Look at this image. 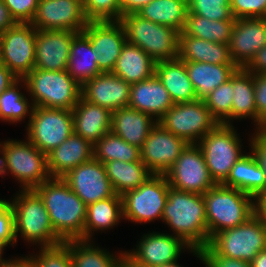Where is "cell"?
I'll list each match as a JSON object with an SVG mask.
<instances>
[{
  "mask_svg": "<svg viewBox=\"0 0 266 267\" xmlns=\"http://www.w3.org/2000/svg\"><path fill=\"white\" fill-rule=\"evenodd\" d=\"M165 175L170 187L201 195L216 185L197 144H188Z\"/></svg>",
  "mask_w": 266,
  "mask_h": 267,
  "instance_id": "obj_14",
  "label": "cell"
},
{
  "mask_svg": "<svg viewBox=\"0 0 266 267\" xmlns=\"http://www.w3.org/2000/svg\"><path fill=\"white\" fill-rule=\"evenodd\" d=\"M16 243L14 214L9 201L0 199V245L4 248Z\"/></svg>",
  "mask_w": 266,
  "mask_h": 267,
  "instance_id": "obj_47",
  "label": "cell"
},
{
  "mask_svg": "<svg viewBox=\"0 0 266 267\" xmlns=\"http://www.w3.org/2000/svg\"><path fill=\"white\" fill-rule=\"evenodd\" d=\"M228 45L232 61L245 68L266 46V18L236 19Z\"/></svg>",
  "mask_w": 266,
  "mask_h": 267,
  "instance_id": "obj_20",
  "label": "cell"
},
{
  "mask_svg": "<svg viewBox=\"0 0 266 267\" xmlns=\"http://www.w3.org/2000/svg\"><path fill=\"white\" fill-rule=\"evenodd\" d=\"M230 8L235 19L266 18V0H230Z\"/></svg>",
  "mask_w": 266,
  "mask_h": 267,
  "instance_id": "obj_46",
  "label": "cell"
},
{
  "mask_svg": "<svg viewBox=\"0 0 266 267\" xmlns=\"http://www.w3.org/2000/svg\"><path fill=\"white\" fill-rule=\"evenodd\" d=\"M189 13L188 0H152L137 14L151 22L183 31Z\"/></svg>",
  "mask_w": 266,
  "mask_h": 267,
  "instance_id": "obj_36",
  "label": "cell"
},
{
  "mask_svg": "<svg viewBox=\"0 0 266 267\" xmlns=\"http://www.w3.org/2000/svg\"><path fill=\"white\" fill-rule=\"evenodd\" d=\"M155 66L156 62L140 47L126 41L112 73L131 85L153 76Z\"/></svg>",
  "mask_w": 266,
  "mask_h": 267,
  "instance_id": "obj_30",
  "label": "cell"
},
{
  "mask_svg": "<svg viewBox=\"0 0 266 267\" xmlns=\"http://www.w3.org/2000/svg\"><path fill=\"white\" fill-rule=\"evenodd\" d=\"M65 243L70 247L72 267H119L125 256V252L114 256L94 246L91 240H68Z\"/></svg>",
  "mask_w": 266,
  "mask_h": 267,
  "instance_id": "obj_37",
  "label": "cell"
},
{
  "mask_svg": "<svg viewBox=\"0 0 266 267\" xmlns=\"http://www.w3.org/2000/svg\"><path fill=\"white\" fill-rule=\"evenodd\" d=\"M94 145L72 133L47 154V170L51 178H62L72 169L94 157Z\"/></svg>",
  "mask_w": 266,
  "mask_h": 267,
  "instance_id": "obj_23",
  "label": "cell"
},
{
  "mask_svg": "<svg viewBox=\"0 0 266 267\" xmlns=\"http://www.w3.org/2000/svg\"><path fill=\"white\" fill-rule=\"evenodd\" d=\"M232 77L224 84L215 88L203 100L212 116L219 124L232 125L231 109L233 100Z\"/></svg>",
  "mask_w": 266,
  "mask_h": 267,
  "instance_id": "obj_41",
  "label": "cell"
},
{
  "mask_svg": "<svg viewBox=\"0 0 266 267\" xmlns=\"http://www.w3.org/2000/svg\"><path fill=\"white\" fill-rule=\"evenodd\" d=\"M187 145L184 139L156 123L140 148L141 160L153 174H165Z\"/></svg>",
  "mask_w": 266,
  "mask_h": 267,
  "instance_id": "obj_18",
  "label": "cell"
},
{
  "mask_svg": "<svg viewBox=\"0 0 266 267\" xmlns=\"http://www.w3.org/2000/svg\"><path fill=\"white\" fill-rule=\"evenodd\" d=\"M155 74L168 90L174 104L197 100V96L189 79L185 62L179 60L158 61Z\"/></svg>",
  "mask_w": 266,
  "mask_h": 267,
  "instance_id": "obj_28",
  "label": "cell"
},
{
  "mask_svg": "<svg viewBox=\"0 0 266 267\" xmlns=\"http://www.w3.org/2000/svg\"><path fill=\"white\" fill-rule=\"evenodd\" d=\"M106 174L117 195L140 187L153 173L142 160L123 162L119 160L104 163Z\"/></svg>",
  "mask_w": 266,
  "mask_h": 267,
  "instance_id": "obj_35",
  "label": "cell"
},
{
  "mask_svg": "<svg viewBox=\"0 0 266 267\" xmlns=\"http://www.w3.org/2000/svg\"><path fill=\"white\" fill-rule=\"evenodd\" d=\"M222 185L236 188L252 197L264 192V172L252 152L240 157L231 168L227 180Z\"/></svg>",
  "mask_w": 266,
  "mask_h": 267,
  "instance_id": "obj_33",
  "label": "cell"
},
{
  "mask_svg": "<svg viewBox=\"0 0 266 267\" xmlns=\"http://www.w3.org/2000/svg\"><path fill=\"white\" fill-rule=\"evenodd\" d=\"M233 100L231 120L251 118L257 130H263V120L257 115L253 74L239 68L232 76ZM258 126V127H257Z\"/></svg>",
  "mask_w": 266,
  "mask_h": 267,
  "instance_id": "obj_31",
  "label": "cell"
},
{
  "mask_svg": "<svg viewBox=\"0 0 266 267\" xmlns=\"http://www.w3.org/2000/svg\"><path fill=\"white\" fill-rule=\"evenodd\" d=\"M251 267H266V249L260 251L250 262Z\"/></svg>",
  "mask_w": 266,
  "mask_h": 267,
  "instance_id": "obj_57",
  "label": "cell"
},
{
  "mask_svg": "<svg viewBox=\"0 0 266 267\" xmlns=\"http://www.w3.org/2000/svg\"><path fill=\"white\" fill-rule=\"evenodd\" d=\"M189 13L210 20H236L230 8V0H188Z\"/></svg>",
  "mask_w": 266,
  "mask_h": 267,
  "instance_id": "obj_42",
  "label": "cell"
},
{
  "mask_svg": "<svg viewBox=\"0 0 266 267\" xmlns=\"http://www.w3.org/2000/svg\"><path fill=\"white\" fill-rule=\"evenodd\" d=\"M62 179L86 205L116 194L104 164L94 157L72 169Z\"/></svg>",
  "mask_w": 266,
  "mask_h": 267,
  "instance_id": "obj_17",
  "label": "cell"
},
{
  "mask_svg": "<svg viewBox=\"0 0 266 267\" xmlns=\"http://www.w3.org/2000/svg\"><path fill=\"white\" fill-rule=\"evenodd\" d=\"M120 22L128 43L140 47L155 62L178 58V34L174 28L142 18L137 13L122 16Z\"/></svg>",
  "mask_w": 266,
  "mask_h": 267,
  "instance_id": "obj_6",
  "label": "cell"
},
{
  "mask_svg": "<svg viewBox=\"0 0 266 267\" xmlns=\"http://www.w3.org/2000/svg\"><path fill=\"white\" fill-rule=\"evenodd\" d=\"M152 0H119L122 16L138 13L145 5Z\"/></svg>",
  "mask_w": 266,
  "mask_h": 267,
  "instance_id": "obj_52",
  "label": "cell"
},
{
  "mask_svg": "<svg viewBox=\"0 0 266 267\" xmlns=\"http://www.w3.org/2000/svg\"><path fill=\"white\" fill-rule=\"evenodd\" d=\"M203 198L209 240L216 233L242 225L254 215V197L236 188L216 184Z\"/></svg>",
  "mask_w": 266,
  "mask_h": 267,
  "instance_id": "obj_4",
  "label": "cell"
},
{
  "mask_svg": "<svg viewBox=\"0 0 266 267\" xmlns=\"http://www.w3.org/2000/svg\"><path fill=\"white\" fill-rule=\"evenodd\" d=\"M18 78L0 62V95Z\"/></svg>",
  "mask_w": 266,
  "mask_h": 267,
  "instance_id": "obj_55",
  "label": "cell"
},
{
  "mask_svg": "<svg viewBox=\"0 0 266 267\" xmlns=\"http://www.w3.org/2000/svg\"><path fill=\"white\" fill-rule=\"evenodd\" d=\"M36 29L31 23H17L0 34V62L18 79L35 67Z\"/></svg>",
  "mask_w": 266,
  "mask_h": 267,
  "instance_id": "obj_13",
  "label": "cell"
},
{
  "mask_svg": "<svg viewBox=\"0 0 266 267\" xmlns=\"http://www.w3.org/2000/svg\"><path fill=\"white\" fill-rule=\"evenodd\" d=\"M156 267H182V266H180L179 263H177L176 261V262H171V263H165V264H162Z\"/></svg>",
  "mask_w": 266,
  "mask_h": 267,
  "instance_id": "obj_59",
  "label": "cell"
},
{
  "mask_svg": "<svg viewBox=\"0 0 266 267\" xmlns=\"http://www.w3.org/2000/svg\"><path fill=\"white\" fill-rule=\"evenodd\" d=\"M14 214V232L27 242L40 247H53L64 241L55 233L44 201L34 190H21L9 202Z\"/></svg>",
  "mask_w": 266,
  "mask_h": 267,
  "instance_id": "obj_3",
  "label": "cell"
},
{
  "mask_svg": "<svg viewBox=\"0 0 266 267\" xmlns=\"http://www.w3.org/2000/svg\"><path fill=\"white\" fill-rule=\"evenodd\" d=\"M239 138L234 126L219 124L197 142L215 184H223L231 168L244 155L241 152L242 144Z\"/></svg>",
  "mask_w": 266,
  "mask_h": 267,
  "instance_id": "obj_8",
  "label": "cell"
},
{
  "mask_svg": "<svg viewBox=\"0 0 266 267\" xmlns=\"http://www.w3.org/2000/svg\"><path fill=\"white\" fill-rule=\"evenodd\" d=\"M253 138L250 141L251 152L254 154L265 176L264 192H266V132L264 130H255Z\"/></svg>",
  "mask_w": 266,
  "mask_h": 267,
  "instance_id": "obj_50",
  "label": "cell"
},
{
  "mask_svg": "<svg viewBox=\"0 0 266 267\" xmlns=\"http://www.w3.org/2000/svg\"><path fill=\"white\" fill-rule=\"evenodd\" d=\"M97 53L92 49L89 38L79 32L73 37L67 72L81 86L102 73L97 65Z\"/></svg>",
  "mask_w": 266,
  "mask_h": 267,
  "instance_id": "obj_32",
  "label": "cell"
},
{
  "mask_svg": "<svg viewBox=\"0 0 266 267\" xmlns=\"http://www.w3.org/2000/svg\"><path fill=\"white\" fill-rule=\"evenodd\" d=\"M16 24L17 22L11 16L10 11L5 6L3 1L0 0V34Z\"/></svg>",
  "mask_w": 266,
  "mask_h": 267,
  "instance_id": "obj_54",
  "label": "cell"
},
{
  "mask_svg": "<svg viewBox=\"0 0 266 267\" xmlns=\"http://www.w3.org/2000/svg\"><path fill=\"white\" fill-rule=\"evenodd\" d=\"M4 250V247L2 245H0V261L3 259L2 258V255H3V251Z\"/></svg>",
  "mask_w": 266,
  "mask_h": 267,
  "instance_id": "obj_62",
  "label": "cell"
},
{
  "mask_svg": "<svg viewBox=\"0 0 266 267\" xmlns=\"http://www.w3.org/2000/svg\"><path fill=\"white\" fill-rule=\"evenodd\" d=\"M255 105L257 115L263 120V129L266 127V74H253Z\"/></svg>",
  "mask_w": 266,
  "mask_h": 267,
  "instance_id": "obj_49",
  "label": "cell"
},
{
  "mask_svg": "<svg viewBox=\"0 0 266 267\" xmlns=\"http://www.w3.org/2000/svg\"><path fill=\"white\" fill-rule=\"evenodd\" d=\"M208 245L218 255L250 263L266 249V226L253 215L242 225L216 233Z\"/></svg>",
  "mask_w": 266,
  "mask_h": 267,
  "instance_id": "obj_7",
  "label": "cell"
},
{
  "mask_svg": "<svg viewBox=\"0 0 266 267\" xmlns=\"http://www.w3.org/2000/svg\"><path fill=\"white\" fill-rule=\"evenodd\" d=\"M254 215L266 226V192L254 197Z\"/></svg>",
  "mask_w": 266,
  "mask_h": 267,
  "instance_id": "obj_53",
  "label": "cell"
},
{
  "mask_svg": "<svg viewBox=\"0 0 266 267\" xmlns=\"http://www.w3.org/2000/svg\"><path fill=\"white\" fill-rule=\"evenodd\" d=\"M236 20H210L188 13L183 33L215 43L228 44Z\"/></svg>",
  "mask_w": 266,
  "mask_h": 267,
  "instance_id": "obj_38",
  "label": "cell"
},
{
  "mask_svg": "<svg viewBox=\"0 0 266 267\" xmlns=\"http://www.w3.org/2000/svg\"><path fill=\"white\" fill-rule=\"evenodd\" d=\"M93 151L94 158L103 164L114 160L123 162L141 160L139 147L129 144L111 131L94 144Z\"/></svg>",
  "mask_w": 266,
  "mask_h": 267,
  "instance_id": "obj_39",
  "label": "cell"
},
{
  "mask_svg": "<svg viewBox=\"0 0 266 267\" xmlns=\"http://www.w3.org/2000/svg\"><path fill=\"white\" fill-rule=\"evenodd\" d=\"M178 59L183 62H206L210 64H235L229 45L201 38L178 34Z\"/></svg>",
  "mask_w": 266,
  "mask_h": 267,
  "instance_id": "obj_27",
  "label": "cell"
},
{
  "mask_svg": "<svg viewBox=\"0 0 266 267\" xmlns=\"http://www.w3.org/2000/svg\"><path fill=\"white\" fill-rule=\"evenodd\" d=\"M23 85L37 107L72 110L81 97V85L67 72L34 68L23 78Z\"/></svg>",
  "mask_w": 266,
  "mask_h": 267,
  "instance_id": "obj_5",
  "label": "cell"
},
{
  "mask_svg": "<svg viewBox=\"0 0 266 267\" xmlns=\"http://www.w3.org/2000/svg\"><path fill=\"white\" fill-rule=\"evenodd\" d=\"M5 144L6 141H4L3 143L0 142V154H1L0 159L3 157Z\"/></svg>",
  "mask_w": 266,
  "mask_h": 267,
  "instance_id": "obj_61",
  "label": "cell"
},
{
  "mask_svg": "<svg viewBox=\"0 0 266 267\" xmlns=\"http://www.w3.org/2000/svg\"><path fill=\"white\" fill-rule=\"evenodd\" d=\"M119 267H139V266L135 265V264L132 263L126 256H124V257L122 258V261H121Z\"/></svg>",
  "mask_w": 266,
  "mask_h": 267,
  "instance_id": "obj_58",
  "label": "cell"
},
{
  "mask_svg": "<svg viewBox=\"0 0 266 267\" xmlns=\"http://www.w3.org/2000/svg\"><path fill=\"white\" fill-rule=\"evenodd\" d=\"M111 132L139 148L157 121L141 111L125 107L112 111Z\"/></svg>",
  "mask_w": 266,
  "mask_h": 267,
  "instance_id": "obj_26",
  "label": "cell"
},
{
  "mask_svg": "<svg viewBox=\"0 0 266 267\" xmlns=\"http://www.w3.org/2000/svg\"><path fill=\"white\" fill-rule=\"evenodd\" d=\"M40 249L38 255H30L36 267H72L70 247L65 242Z\"/></svg>",
  "mask_w": 266,
  "mask_h": 267,
  "instance_id": "obj_43",
  "label": "cell"
},
{
  "mask_svg": "<svg viewBox=\"0 0 266 267\" xmlns=\"http://www.w3.org/2000/svg\"><path fill=\"white\" fill-rule=\"evenodd\" d=\"M26 140H7L3 154L5 173L16 177L22 190L35 189L50 178L47 155Z\"/></svg>",
  "mask_w": 266,
  "mask_h": 267,
  "instance_id": "obj_10",
  "label": "cell"
},
{
  "mask_svg": "<svg viewBox=\"0 0 266 267\" xmlns=\"http://www.w3.org/2000/svg\"><path fill=\"white\" fill-rule=\"evenodd\" d=\"M17 23H31L38 0H2Z\"/></svg>",
  "mask_w": 266,
  "mask_h": 267,
  "instance_id": "obj_48",
  "label": "cell"
},
{
  "mask_svg": "<svg viewBox=\"0 0 266 267\" xmlns=\"http://www.w3.org/2000/svg\"><path fill=\"white\" fill-rule=\"evenodd\" d=\"M197 99L204 100L215 88L228 81L239 69L236 64L185 62Z\"/></svg>",
  "mask_w": 266,
  "mask_h": 267,
  "instance_id": "obj_29",
  "label": "cell"
},
{
  "mask_svg": "<svg viewBox=\"0 0 266 267\" xmlns=\"http://www.w3.org/2000/svg\"><path fill=\"white\" fill-rule=\"evenodd\" d=\"M128 107L147 113L158 121L174 103L168 90L154 74L144 81L131 84Z\"/></svg>",
  "mask_w": 266,
  "mask_h": 267,
  "instance_id": "obj_24",
  "label": "cell"
},
{
  "mask_svg": "<svg viewBox=\"0 0 266 267\" xmlns=\"http://www.w3.org/2000/svg\"><path fill=\"white\" fill-rule=\"evenodd\" d=\"M206 267H251L249 262L218 255L209 245L204 248L190 250Z\"/></svg>",
  "mask_w": 266,
  "mask_h": 267,
  "instance_id": "obj_45",
  "label": "cell"
},
{
  "mask_svg": "<svg viewBox=\"0 0 266 267\" xmlns=\"http://www.w3.org/2000/svg\"><path fill=\"white\" fill-rule=\"evenodd\" d=\"M169 187L165 174L151 175L140 187L122 195L123 218L135 223L162 219Z\"/></svg>",
  "mask_w": 266,
  "mask_h": 267,
  "instance_id": "obj_11",
  "label": "cell"
},
{
  "mask_svg": "<svg viewBox=\"0 0 266 267\" xmlns=\"http://www.w3.org/2000/svg\"><path fill=\"white\" fill-rule=\"evenodd\" d=\"M130 84L112 72H102L81 86V97L111 112L128 107Z\"/></svg>",
  "mask_w": 266,
  "mask_h": 267,
  "instance_id": "obj_22",
  "label": "cell"
},
{
  "mask_svg": "<svg viewBox=\"0 0 266 267\" xmlns=\"http://www.w3.org/2000/svg\"><path fill=\"white\" fill-rule=\"evenodd\" d=\"M161 220L192 248H204L210 241L205 201L201 194L169 187Z\"/></svg>",
  "mask_w": 266,
  "mask_h": 267,
  "instance_id": "obj_2",
  "label": "cell"
},
{
  "mask_svg": "<svg viewBox=\"0 0 266 267\" xmlns=\"http://www.w3.org/2000/svg\"><path fill=\"white\" fill-rule=\"evenodd\" d=\"M83 8L89 21H120L119 0H84Z\"/></svg>",
  "mask_w": 266,
  "mask_h": 267,
  "instance_id": "obj_44",
  "label": "cell"
},
{
  "mask_svg": "<svg viewBox=\"0 0 266 267\" xmlns=\"http://www.w3.org/2000/svg\"><path fill=\"white\" fill-rule=\"evenodd\" d=\"M152 232L140 239L136 249L125 251V256L139 267H156L165 263L176 262L182 249H191L182 238L178 236Z\"/></svg>",
  "mask_w": 266,
  "mask_h": 267,
  "instance_id": "obj_16",
  "label": "cell"
},
{
  "mask_svg": "<svg viewBox=\"0 0 266 267\" xmlns=\"http://www.w3.org/2000/svg\"><path fill=\"white\" fill-rule=\"evenodd\" d=\"M68 30H36L35 67L46 71L67 70L73 37Z\"/></svg>",
  "mask_w": 266,
  "mask_h": 267,
  "instance_id": "obj_21",
  "label": "cell"
},
{
  "mask_svg": "<svg viewBox=\"0 0 266 267\" xmlns=\"http://www.w3.org/2000/svg\"><path fill=\"white\" fill-rule=\"evenodd\" d=\"M79 0H38L31 24L36 30H68L82 32L88 25Z\"/></svg>",
  "mask_w": 266,
  "mask_h": 267,
  "instance_id": "obj_15",
  "label": "cell"
},
{
  "mask_svg": "<svg viewBox=\"0 0 266 267\" xmlns=\"http://www.w3.org/2000/svg\"><path fill=\"white\" fill-rule=\"evenodd\" d=\"M121 218L123 219V201L120 195L115 194L87 205L84 240H91L94 231L112 228Z\"/></svg>",
  "mask_w": 266,
  "mask_h": 267,
  "instance_id": "obj_34",
  "label": "cell"
},
{
  "mask_svg": "<svg viewBox=\"0 0 266 267\" xmlns=\"http://www.w3.org/2000/svg\"><path fill=\"white\" fill-rule=\"evenodd\" d=\"M0 267H36L31 256L0 261Z\"/></svg>",
  "mask_w": 266,
  "mask_h": 267,
  "instance_id": "obj_56",
  "label": "cell"
},
{
  "mask_svg": "<svg viewBox=\"0 0 266 267\" xmlns=\"http://www.w3.org/2000/svg\"><path fill=\"white\" fill-rule=\"evenodd\" d=\"M74 133L94 145L111 131L112 112L80 97L72 109Z\"/></svg>",
  "mask_w": 266,
  "mask_h": 267,
  "instance_id": "obj_25",
  "label": "cell"
},
{
  "mask_svg": "<svg viewBox=\"0 0 266 267\" xmlns=\"http://www.w3.org/2000/svg\"><path fill=\"white\" fill-rule=\"evenodd\" d=\"M82 32L97 53L99 69L102 72H112L127 41L123 24L120 21H89Z\"/></svg>",
  "mask_w": 266,
  "mask_h": 267,
  "instance_id": "obj_19",
  "label": "cell"
},
{
  "mask_svg": "<svg viewBox=\"0 0 266 267\" xmlns=\"http://www.w3.org/2000/svg\"><path fill=\"white\" fill-rule=\"evenodd\" d=\"M157 123L188 144H197L219 125L204 101L199 99L174 104Z\"/></svg>",
  "mask_w": 266,
  "mask_h": 267,
  "instance_id": "obj_9",
  "label": "cell"
},
{
  "mask_svg": "<svg viewBox=\"0 0 266 267\" xmlns=\"http://www.w3.org/2000/svg\"><path fill=\"white\" fill-rule=\"evenodd\" d=\"M3 174H5L4 156L0 159V175L4 177Z\"/></svg>",
  "mask_w": 266,
  "mask_h": 267,
  "instance_id": "obj_60",
  "label": "cell"
},
{
  "mask_svg": "<svg viewBox=\"0 0 266 267\" xmlns=\"http://www.w3.org/2000/svg\"><path fill=\"white\" fill-rule=\"evenodd\" d=\"M42 198L55 233L65 242L84 240L87 205L62 178H49L34 189Z\"/></svg>",
  "mask_w": 266,
  "mask_h": 267,
  "instance_id": "obj_1",
  "label": "cell"
},
{
  "mask_svg": "<svg viewBox=\"0 0 266 267\" xmlns=\"http://www.w3.org/2000/svg\"><path fill=\"white\" fill-rule=\"evenodd\" d=\"M21 81V82H20ZM23 79H17L0 95V119L5 122H18L29 115V120L34 108L32 102L18 89ZM28 114V115H27Z\"/></svg>",
  "mask_w": 266,
  "mask_h": 267,
  "instance_id": "obj_40",
  "label": "cell"
},
{
  "mask_svg": "<svg viewBox=\"0 0 266 267\" xmlns=\"http://www.w3.org/2000/svg\"><path fill=\"white\" fill-rule=\"evenodd\" d=\"M74 132L72 110L33 108L27 126V139L46 155Z\"/></svg>",
  "mask_w": 266,
  "mask_h": 267,
  "instance_id": "obj_12",
  "label": "cell"
},
{
  "mask_svg": "<svg viewBox=\"0 0 266 267\" xmlns=\"http://www.w3.org/2000/svg\"><path fill=\"white\" fill-rule=\"evenodd\" d=\"M245 69L252 74H266V46L257 52Z\"/></svg>",
  "mask_w": 266,
  "mask_h": 267,
  "instance_id": "obj_51",
  "label": "cell"
}]
</instances>
